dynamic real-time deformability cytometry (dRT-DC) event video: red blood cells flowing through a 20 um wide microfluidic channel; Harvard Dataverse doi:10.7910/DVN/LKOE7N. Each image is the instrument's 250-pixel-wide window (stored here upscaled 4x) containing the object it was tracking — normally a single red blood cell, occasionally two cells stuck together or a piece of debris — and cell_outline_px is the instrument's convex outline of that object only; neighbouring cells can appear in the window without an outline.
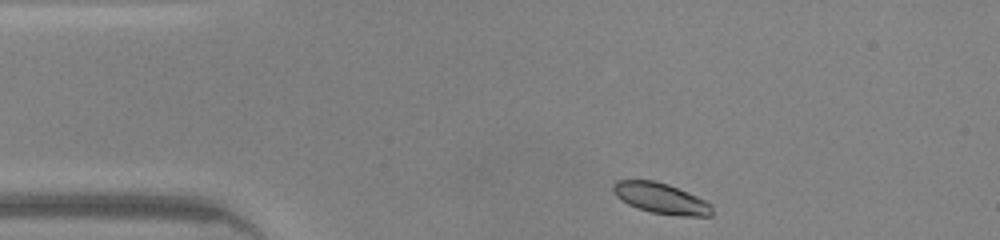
{"species": "common noctule bat (a hibernating species)", "species_latin": "Nyctalus noctula", "temperature_condition": "warm", "stored_images_in_passage": 40, "camera_frame_rate_fps": 3000, "um_per_image_px": 0.085, "animal": {"sex": "male", "body_mass_g": 20.0, "forearm_length_mm": 53.3}, "frame": {"image": 1, "passage_image": 1, "time_ms": 0.0, "image_size_px": [1000, 240], "cell_outline_px": [[712, 216], [680, 216], [652, 212], [636, 208], [620, 200], [612, 192], [612, 184], [616, 180], [652, 180], [668, 184], [696, 196], [712, 204]], "centroid_in_image_um": [56.14, 16.86], "position_along_channel_um": 28.9, "area_um2": 17.74}}
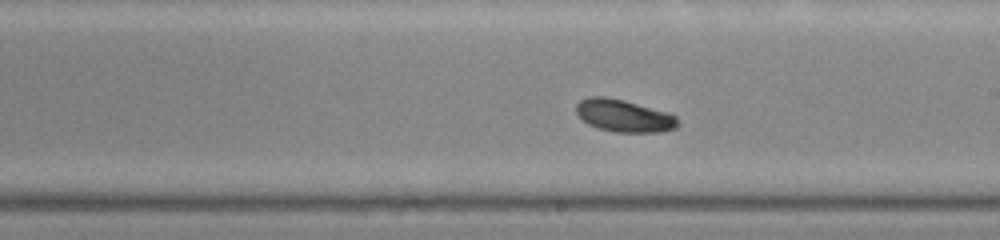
{"frame": {"image": 2, "passage_image": 19, "time_ms": 6.0, "image_size_px": [1000, 240], "cell_outline_px": [[680, 124], [676, 128], [656, 132], [616, 132], [600, 128], [588, 124], [576, 112], [576, 104], [580, 100], [588, 96], [604, 96], [624, 100], [668, 112], [676, 116]], "centroid_in_image_um": [53.05, 9.82], "position_along_channel_um": 236.0, "area_um2": 19.13}}
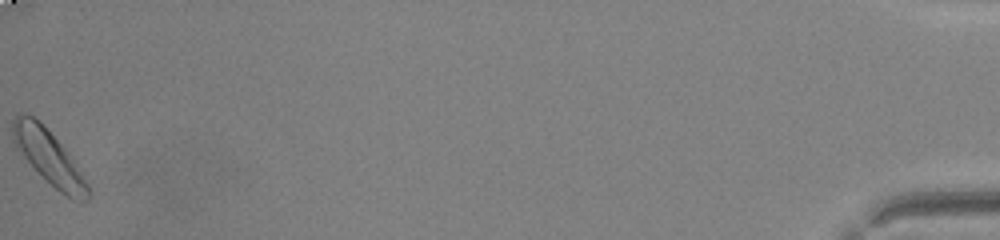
{"frame": {"image": 3, "passage_image": 40, "time_ms": 13.0, "image_size_px": [1000, 240], "cell_outline_px": [[88, 200], [72, 200], [60, 192], [16, 148], [12, 140], [12, 116], [32, 116], [40, 120], [64, 148], [76, 164], [88, 184]], "centroid_in_image_um": [4.14, 13.33], "position_along_channel_um": 431.1, "area_um2": 22.89}, "authors_computed_cell_mechanics": {"area_um2": 19.074, "velocity_mm_per_s": 4.279, "shape_relaxation_time_tau1_ms": 4.7318, "shape_relaxation_time_tau2_ms": null, "deformation_change_tau1": 0.1458, "deformation_change_tau2": null}}